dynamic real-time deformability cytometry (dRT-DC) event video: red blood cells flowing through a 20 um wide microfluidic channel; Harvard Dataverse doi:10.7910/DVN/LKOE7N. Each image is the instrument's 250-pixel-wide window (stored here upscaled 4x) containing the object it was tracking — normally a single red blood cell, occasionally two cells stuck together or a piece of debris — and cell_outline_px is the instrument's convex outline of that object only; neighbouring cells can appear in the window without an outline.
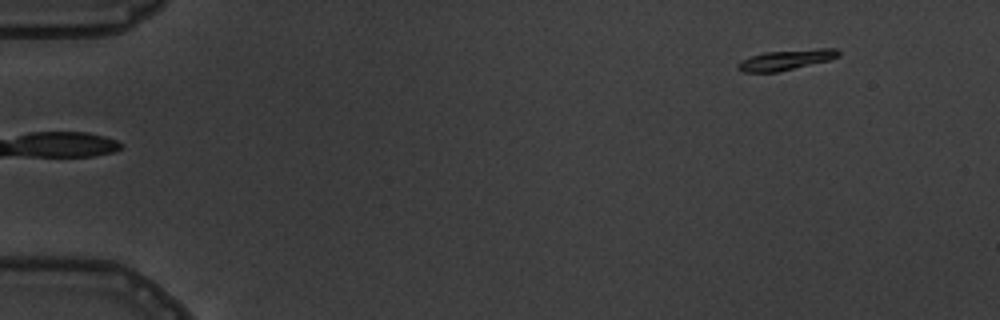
{"species": "common noctule bat (a hibernating species)", "species_latin": "Nyctalus noctula", "temperature_condition": "warm", "stored_images_in_passage": 4, "segment_of_instrument_passage": [2, 2], "camera_frame_rate_fps": 3000, "um_per_image_px": 0.085, "animal": {"sex": "male", "body_mass_g": 19.5, "forearm_length_mm": 54.6}, "frame": {"image": 1, "passage_image": 4, "time_ms": 3.333, "image_size_px": [1000, 320], "cell_outline_px": [[840, 56], [828, 60], [780, 72], [744, 72], [736, 68], [736, 64], [752, 56], [764, 52], [820, 48], [836, 48], [840, 52]], "centroid_in_image_um": [66.83, 5.09], "position_along_channel_um": 18.2, "area_um2": 11.85}}